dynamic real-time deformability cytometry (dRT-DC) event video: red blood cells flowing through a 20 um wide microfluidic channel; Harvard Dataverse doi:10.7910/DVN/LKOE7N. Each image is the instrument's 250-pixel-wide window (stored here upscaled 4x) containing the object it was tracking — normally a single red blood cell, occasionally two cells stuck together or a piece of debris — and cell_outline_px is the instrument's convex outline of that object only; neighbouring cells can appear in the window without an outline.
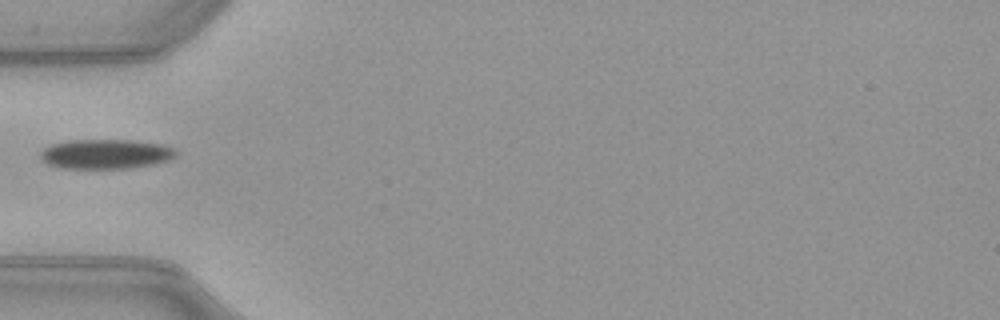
{"species": "common noctule bat (a hibernating species)", "species_latin": "Nyctalus noctula", "temperature_condition": "warm", "stored_images_in_passage": 36, "camera_frame_rate_fps": 3000, "um_per_image_px": 0.085, "animal": {"sex": "female", "body_mass_g": 21.9}, "frame": {"image": 1, "passage_image": 1, "time_ms": 0.0, "image_size_px": [1000, 320], "cell_outline_px": [[176, 156], [168, 160], [152, 164], [128, 168], [60, 168], [48, 164], [40, 156], [40, 152], [44, 148], [52, 144], [68, 140], [136, 140], [164, 144], [172, 148], [176, 152]], "centroid_in_image_um": [8.98, 13.08], "position_along_channel_um": 76.0, "area_um2": 23.35}}
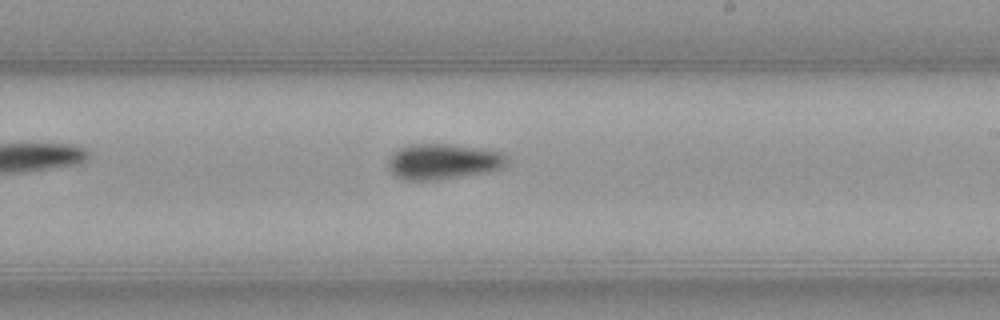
{"frame": {"image": 2, "passage_image": 14, "time_ms": 4.333, "image_size_px": [1000, 320], "cell_outline_px": [[508, 164], [504, 168], [488, 172], [436, 180], [400, 180], [392, 176], [388, 172], [388, 156], [396, 148], [408, 144], [452, 144], [484, 148], [504, 152], [508, 156]], "centroid_in_image_um": [37.64, 13.73], "position_along_channel_um": 251.4, "area_um2": 25.61}}
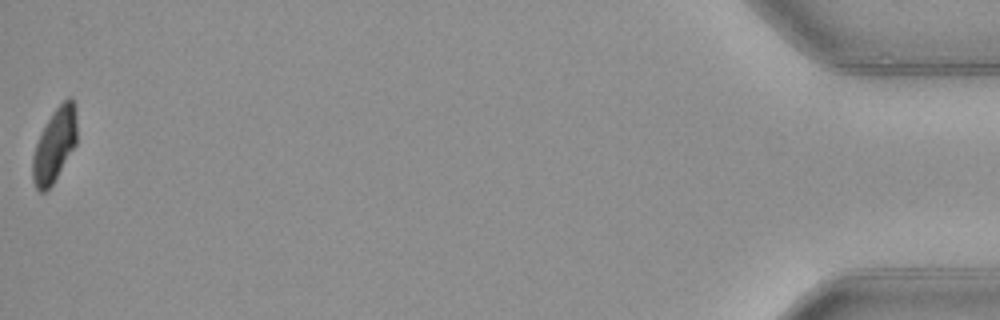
{"frame": {"image": 3, "passage_image": 36, "time_ms": 11.667, "image_size_px": [1000, 320], "cell_outline_px": [[76, 144], [52, 184], [44, 192], [40, 192], [36, 188], [32, 180], [32, 156], [36, 144], [48, 120], [56, 108], [68, 96], [72, 96], [76, 104]], "centroid_in_image_um": [4.65, 12.31], "position_along_channel_um": 430.6, "area_um2": 18.79}}